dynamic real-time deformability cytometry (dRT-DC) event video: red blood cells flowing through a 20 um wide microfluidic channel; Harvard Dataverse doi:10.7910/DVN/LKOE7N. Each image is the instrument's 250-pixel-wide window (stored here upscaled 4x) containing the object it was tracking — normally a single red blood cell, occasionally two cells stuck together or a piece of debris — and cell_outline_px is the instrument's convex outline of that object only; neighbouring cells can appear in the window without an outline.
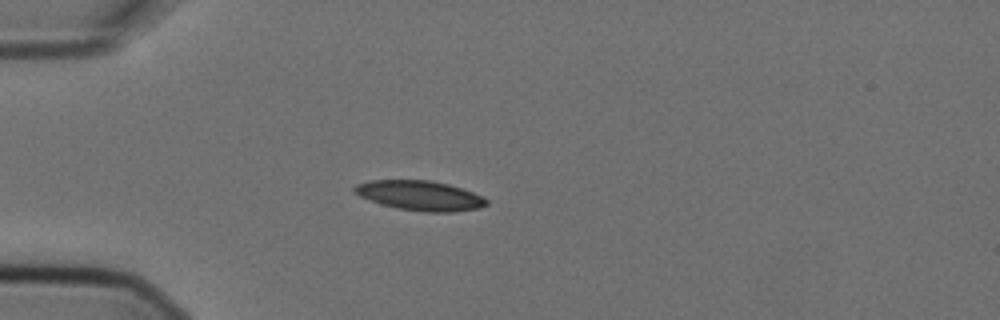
{"species": "Egyptian fruit bat (a non-hibernating species)", "species_latin": "Rousettus aegyptiacus", "temperature_condition": "cold", "stored_images_in_passage": 5, "camera_frame_rate_fps": 3000, "um_per_image_px": 0.085, "animal": {"sex": "female"}, "frame": {"image": 1, "passage_image": 5, "time_ms": 1.333, "image_size_px": [1000, 320], "cell_outline_px": [[488, 204], [476, 208], [452, 212], [424, 212], [396, 208], [380, 204], [360, 196], [352, 192], [352, 188], [356, 184], [368, 180], [428, 180], [448, 184], [472, 192], [488, 200]], "centroid_in_image_um": [35.63, 16.62], "position_along_channel_um": 49.4, "area_um2": 22.83}}